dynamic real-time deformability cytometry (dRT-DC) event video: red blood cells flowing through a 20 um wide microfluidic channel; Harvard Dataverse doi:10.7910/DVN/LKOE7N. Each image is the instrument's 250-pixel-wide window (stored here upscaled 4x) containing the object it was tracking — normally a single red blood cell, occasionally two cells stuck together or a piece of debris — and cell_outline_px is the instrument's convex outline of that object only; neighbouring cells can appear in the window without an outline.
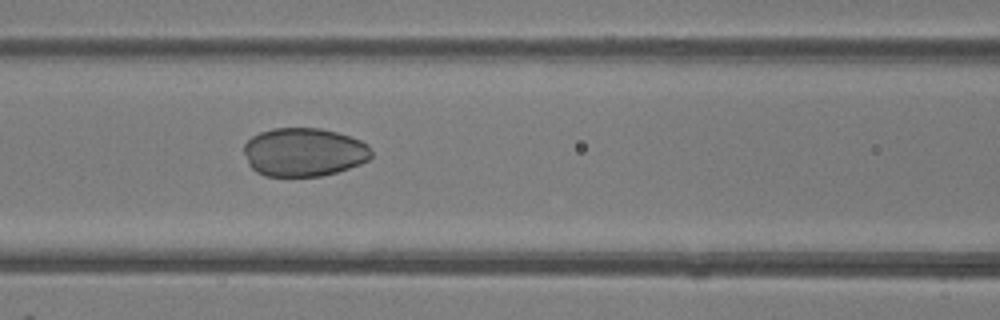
{"species": "common noctule bat (a hibernating species)", "species_latin": "Nyctalus noctula", "temperature_condition": "room temperature", "stored_images_in_passage": 47, "camera_frame_rate_fps": 3000, "um_per_image_px": 0.085, "animal": {"sex": "female"}, "frame": {"image": 1, "passage_image": 21, "time_ms": 6.667, "image_size_px": [1000, 320], "cell_outline_px": [[372, 156], [368, 160], [360, 164], [336, 172], [320, 176], [264, 176], [256, 172], [248, 164], [244, 152], [244, 144], [252, 136], [260, 132], [272, 128], [320, 128], [336, 132], [360, 140], [368, 144], [372, 152]], "centroid_in_image_um": [25.82, 12.93], "position_along_channel_um": 140.8, "area_um2": 36.13}}
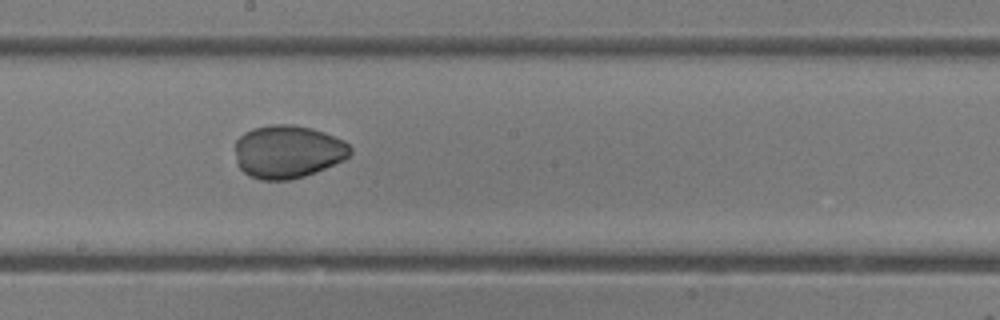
{"frame": {"image": 2, "passage_image": 27, "time_ms": 8.667, "image_size_px": [1000, 320], "cell_outline_px": [[352, 152], [344, 160], [316, 172], [304, 176], [288, 180], [260, 180], [248, 176], [236, 164], [236, 140], [244, 132], [252, 128], [272, 124], [292, 124], [312, 128], [324, 132], [344, 140], [352, 148]], "centroid_in_image_um": [24.46, 12.89], "position_along_channel_um": 223.7, "area_um2": 35.89}}
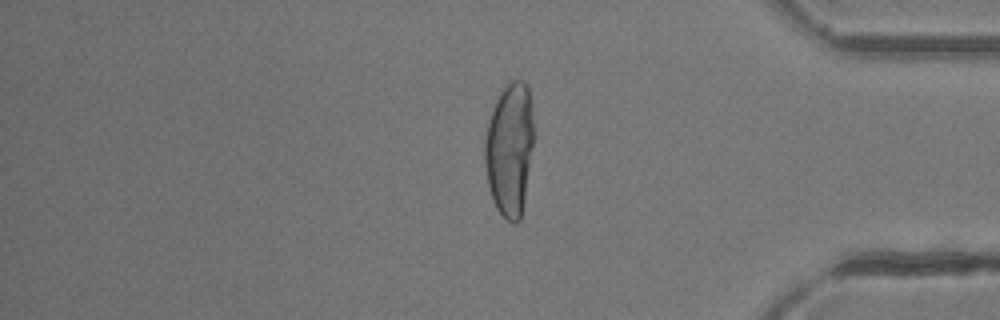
{"frame": {"image": 3, "passage_image": 41, "time_ms": 13.333, "image_size_px": [1000, 320], "cell_outline_px": [[532, 144], [524, 200], [520, 220], [516, 224], [512, 224], [496, 208], [492, 200], [488, 184], [484, 160], [484, 140], [492, 108], [500, 92], [512, 80], [524, 80], [528, 88], [532, 120]], "centroid_in_image_um": [43.29, 12.7], "position_along_channel_um": 391.9, "area_um2": 37.51}}